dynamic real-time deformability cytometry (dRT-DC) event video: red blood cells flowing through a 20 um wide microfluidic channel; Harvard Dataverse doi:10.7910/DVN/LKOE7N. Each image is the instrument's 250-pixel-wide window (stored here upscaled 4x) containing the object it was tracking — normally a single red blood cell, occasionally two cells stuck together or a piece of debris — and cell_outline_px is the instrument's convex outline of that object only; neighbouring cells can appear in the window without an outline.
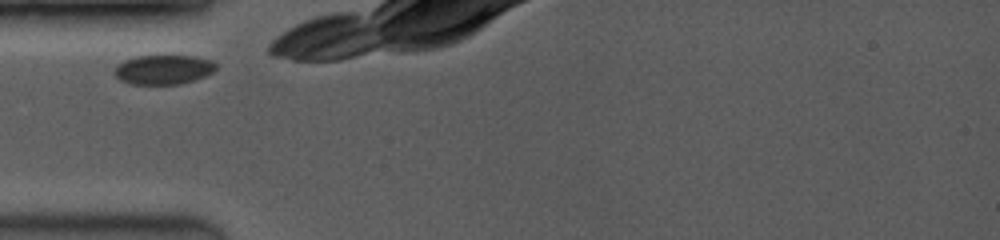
{"species": "common noctule bat (a hibernating species)", "species_latin": "Nyctalus noctula", "temperature_condition": "room temperature", "stored_images_in_passage": 10, "camera_frame_rate_fps": 3500, "um_per_image_px": 0.085, "animal": {"sex": "female", "body_mass_g": 19.0, "forearm_length_mm": 53.3}, "frame": {"image": 1, "passage_image": 1, "time_ms": 0.0, "image_size_px": [1000, 240], "cell_outline_px": [[216, 68], [212, 72], [204, 76], [180, 84], [132, 84], [120, 80], [112, 72], [124, 60], [136, 56], [196, 56], [212, 60], [216, 64]], "centroid_in_image_um": [13.89, 5.91], "position_along_channel_um": 71.1, "area_um2": 17.28}}
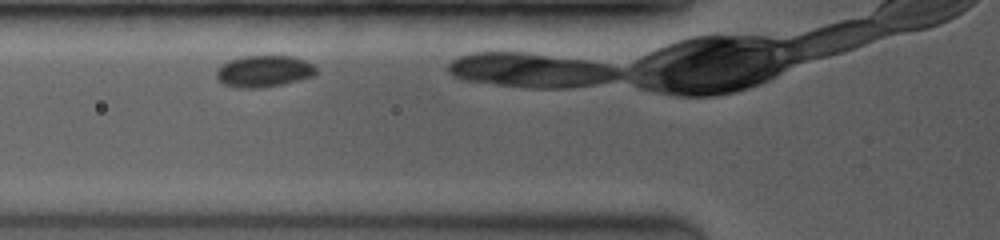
{"frame": {"image": 2, "passage_image": 4, "time_ms": 0.857, "image_size_px": [1000, 240], "cell_outline_px": [[316, 76], [280, 84], [256, 88], [240, 88], [224, 84], [216, 80], [216, 72], [224, 64], [232, 60], [244, 56], [292, 56], [304, 60], [312, 64], [316, 68]], "centroid_in_image_um": [22.45, 6.06], "position_along_channel_um": 103.4, "area_um2": 18.09}}